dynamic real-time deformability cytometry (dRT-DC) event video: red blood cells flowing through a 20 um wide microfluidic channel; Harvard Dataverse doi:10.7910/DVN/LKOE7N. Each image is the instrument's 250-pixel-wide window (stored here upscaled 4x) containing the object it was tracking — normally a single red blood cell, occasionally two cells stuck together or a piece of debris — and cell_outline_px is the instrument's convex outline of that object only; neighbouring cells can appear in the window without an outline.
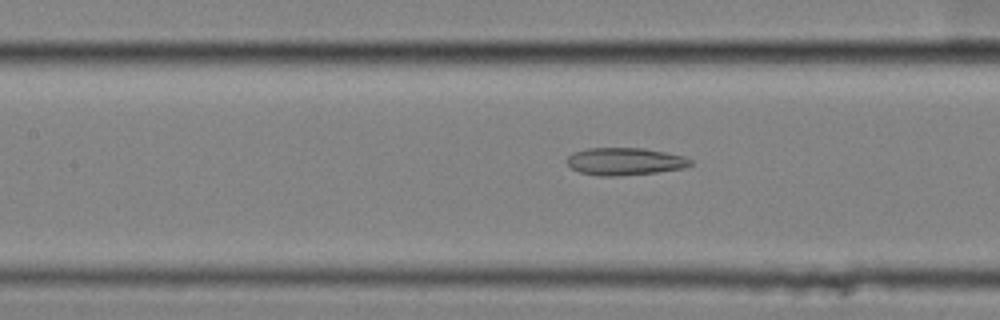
{"species": "common noctule bat (a hibernating species)", "species_latin": "Nyctalus noctula", "temperature_condition": "cold", "stored_images_in_passage": 40, "camera_frame_rate_fps": 3000, "um_per_image_px": 0.085, "animal": {"sex": "female", "body_mass_g": 25.1}, "frame": {"image": 1, "passage_image": 9, "time_ms": 2.667, "image_size_px": [1000, 320], "cell_outline_px": [[692, 164], [684, 168], [656, 172], [616, 176], [600, 176], [580, 172], [572, 168], [568, 164], [568, 156], [572, 152], [588, 148], [644, 148], [684, 156], [692, 160]], "centroid_in_image_um": [53.11, 13.72], "position_along_channel_um": 154.3, "area_um2": 19.65}}
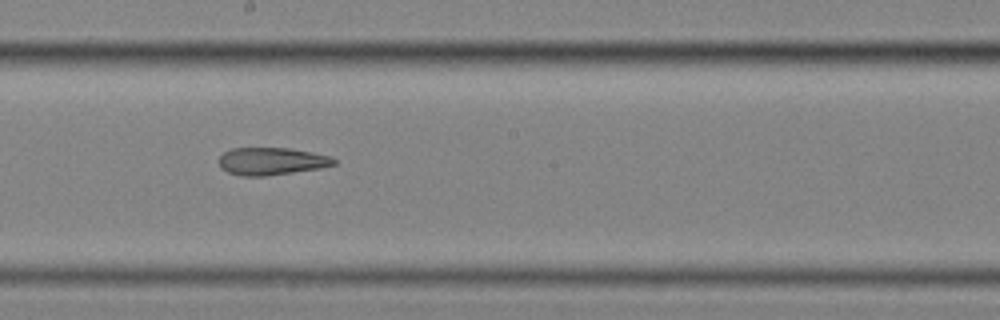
{"frame": {"image": 2, "passage_image": 15, "time_ms": 4.667, "image_size_px": [1000, 320], "cell_outline_px": [[336, 164], [320, 168], [264, 176], [240, 176], [228, 172], [220, 168], [220, 156], [224, 152], [232, 148], [288, 148], [312, 152], [332, 156], [336, 160]], "centroid_in_image_um": [23.08, 13.7], "position_along_channel_um": 225.1, "area_um2": 18.38}}
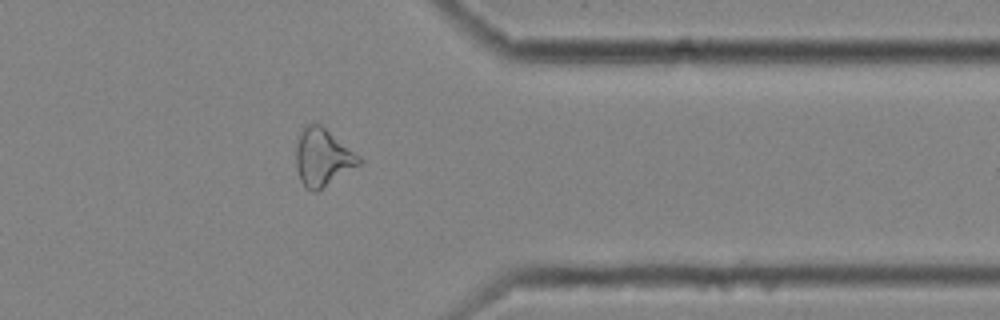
{"frame": {"image": 3, "passage_image": 29, "time_ms": 9.333, "image_size_px": [1000, 320], "cell_outline_px": [[360, 164], [316, 192], [312, 192], [300, 180], [296, 168], [296, 148], [300, 132], [304, 124], [312, 120], [320, 124], [360, 156]], "centroid_in_image_um": [27.39, 13.34], "position_along_channel_um": 384.0, "area_um2": 20.98}, "authors_computed_cell_mechanics": {"area_um2": 20.519, "velocity_mm_per_s": 3.5537, "shape_relaxation_time_tau1_ms": null, "shape_relaxation_time_tau2_ms": 5.1647, "deformation_change_tau1": null, "deformation_change_tau2": 0.146}}